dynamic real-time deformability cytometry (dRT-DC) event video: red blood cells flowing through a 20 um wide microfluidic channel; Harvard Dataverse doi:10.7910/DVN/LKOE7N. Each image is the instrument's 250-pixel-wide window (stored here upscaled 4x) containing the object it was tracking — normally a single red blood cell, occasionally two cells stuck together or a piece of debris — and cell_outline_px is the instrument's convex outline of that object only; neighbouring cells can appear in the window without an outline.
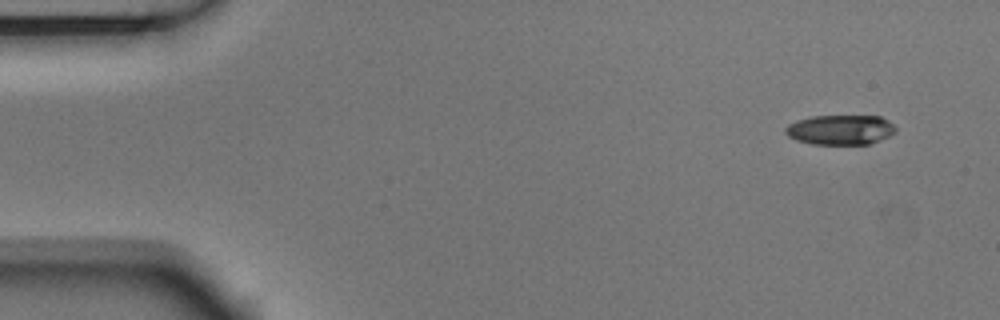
{"species": "Egyptian fruit bat (a non-hibernating species)", "species_latin": "Rousettus aegyptiacus", "temperature_condition": "room temperature", "stored_images_in_passage": 5, "camera_frame_rate_fps": 3000, "um_per_image_px": 0.085, "animal": {"sex": "male"}, "frame": {"image": 1, "passage_image": 1, "time_ms": 0.0, "image_size_px": [1000, 320], "cell_outline_px": [[896, 132], [880, 140], [868, 144], [812, 144], [796, 140], [788, 136], [784, 132], [784, 128], [788, 124], [796, 120], [812, 116], [880, 116], [888, 120], [896, 128]], "centroid_in_image_um": [71.41, 11.03], "position_along_channel_um": 13.6, "area_um2": 19.25}}
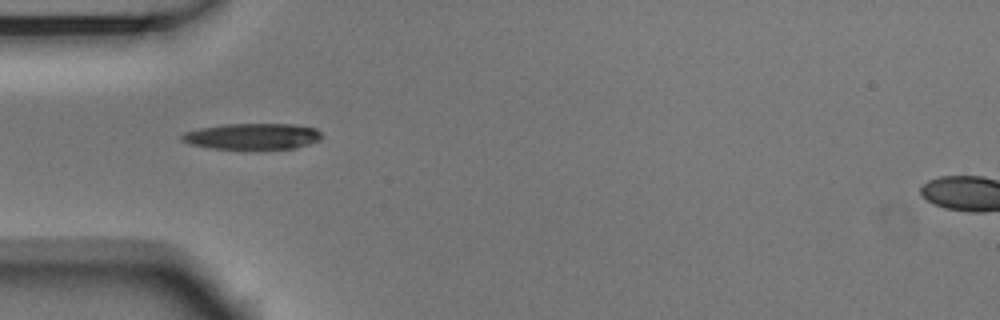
{"frame": {"image": 2, "passage_image": 4, "time_ms": 1.0, "image_size_px": [1000, 320], "cell_outline_px": [[324, 136], [320, 140], [296, 148], [212, 148], [188, 144], [180, 140], [180, 136], [184, 132], [200, 128], [224, 124], [292, 124], [316, 128]], "centroid_in_image_um": [21.45, 11.58], "position_along_channel_um": 63.5, "area_um2": 21.15}}
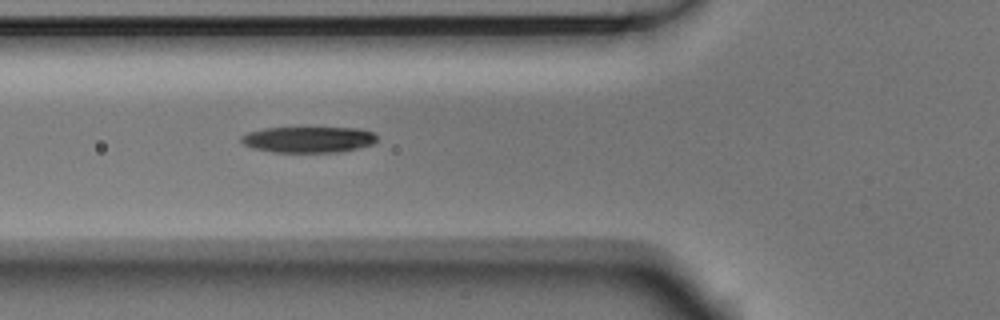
{"frame": {"image": 3, "passage_image": 5, "time_ms": 1.333, "image_size_px": [1000, 320], "cell_outline_px": [[376, 140], [372, 144], [360, 148], [340, 152], [272, 152], [252, 148], [244, 144], [240, 140], [240, 136], [248, 132], [264, 128], [360, 128], [372, 132], [376, 136]], "centroid_in_image_um": [26.2, 11.86], "position_along_channel_um": 99.6, "area_um2": 20.63}}